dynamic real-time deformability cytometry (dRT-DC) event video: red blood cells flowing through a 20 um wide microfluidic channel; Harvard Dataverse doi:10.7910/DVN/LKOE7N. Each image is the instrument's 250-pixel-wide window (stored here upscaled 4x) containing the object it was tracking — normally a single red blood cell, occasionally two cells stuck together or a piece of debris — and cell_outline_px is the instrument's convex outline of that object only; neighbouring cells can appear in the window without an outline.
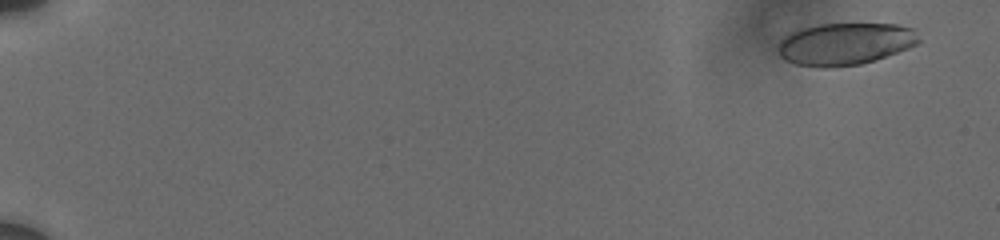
{"species": "human", "species_latin": "Homo sapiens", "temperature_condition": "cold", "stored_images_in_passage": 55, "camera_frame_rate_fps": 3000, "um_per_image_px": 0.085, "donor": {"sex": "male"}, "frame": {"image": 1, "passage_image": 2, "time_ms": 0.667, "image_size_px": [1000, 240], "cell_outline_px": [[920, 40], [916, 44], [908, 48], [876, 60], [860, 64], [828, 68], [820, 68], [796, 64], [784, 60], [780, 56], [780, 44], [784, 36], [792, 32], [804, 28], [820, 24], [896, 24], [912, 28]], "centroid_in_image_um": [71.84, 3.74], "position_along_channel_um": 13.2, "area_um2": 34.33}}
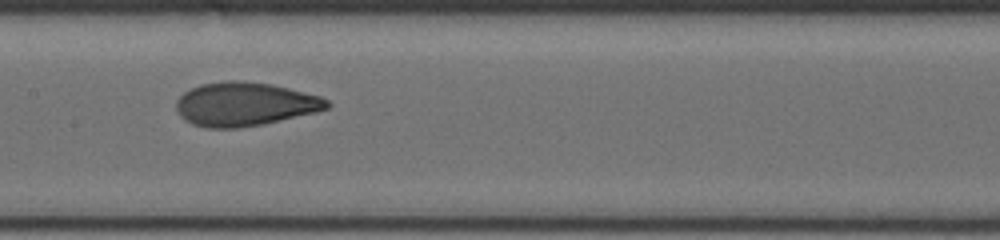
{"frame": {"image": 2, "passage_image": 20, "time_ms": 10.333, "image_size_px": [1000, 240], "cell_outline_px": [[332, 104], [328, 108], [316, 112], [264, 124], [240, 128], [208, 128], [192, 124], [184, 120], [180, 116], [176, 108], [176, 100], [184, 92], [200, 84], [224, 80], [244, 80], [272, 84], [320, 96], [328, 100]], "centroid_in_image_um": [20.8, 8.85], "position_along_channel_um": 186.6, "area_um2": 38.73}}
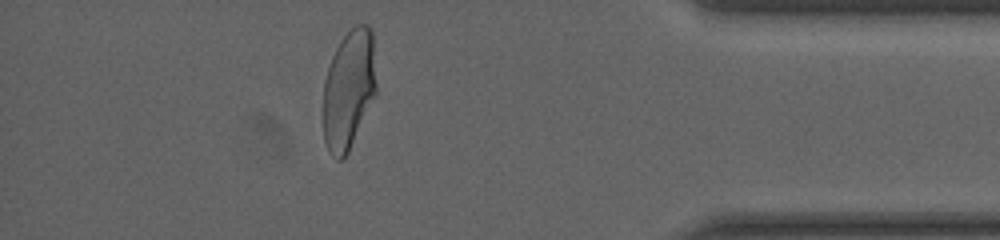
{"frame": {"image": 3, "passage_image": 47, "time_ms": 17.0, "image_size_px": [1000, 240], "cell_outline_px": [[376, 96], [348, 152], [340, 160], [336, 160], [332, 156], [324, 140], [324, 80], [332, 56], [340, 40], [356, 24], [368, 24], [372, 28], [376, 84]], "centroid_in_image_um": [29.66, 7.59], "position_along_channel_um": 405.5, "area_um2": 36.99}, "authors_computed_cell_mechanics": {"area_um2": 37.859, "velocity_mm_per_s": 3.7223, "shape_relaxation_time_tau1_ms": 6.6834, "shape_relaxation_time_tau2_ms": 0.7663, "deformation_change_tau1": 0.2069, "deformation_change_tau2": 0.0581}}